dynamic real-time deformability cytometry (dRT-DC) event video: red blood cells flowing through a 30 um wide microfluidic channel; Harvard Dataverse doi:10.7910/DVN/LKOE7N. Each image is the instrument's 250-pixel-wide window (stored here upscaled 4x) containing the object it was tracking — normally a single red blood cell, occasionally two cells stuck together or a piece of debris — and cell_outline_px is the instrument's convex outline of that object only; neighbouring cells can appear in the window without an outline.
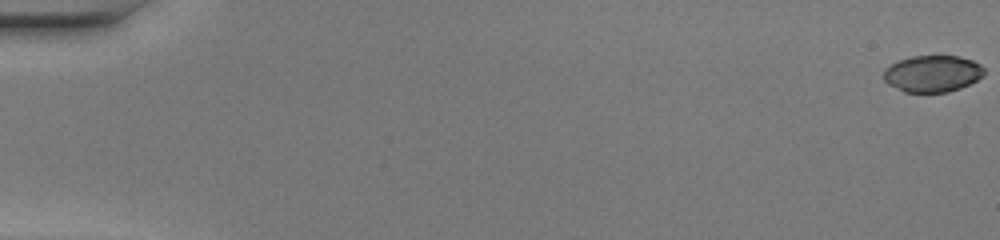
{"species": "common noctule bat (a hibernating species)", "species_latin": "Nyctalus noctula", "temperature_condition": "warm", "stored_images_in_passage": 18, "camera_frame_rate_fps": 3000, "um_per_image_px": 0.085, "animal": {"sex": "female", "body_mass_g": 20.0, "forearm_length_mm": 54.0}, "frame": {"image": 1, "passage_image": 1, "time_ms": 0.0, "image_size_px": [1000, 240], "cell_outline_px": [[984, 76], [960, 88], [948, 92], [904, 92], [888, 84], [884, 80], [884, 72], [892, 64], [900, 60], [912, 56], [960, 56], [972, 60], [980, 64], [984, 68]], "centroid_in_image_um": [79.29, 6.26], "position_along_channel_um": 5.7, "area_um2": 21.33}}
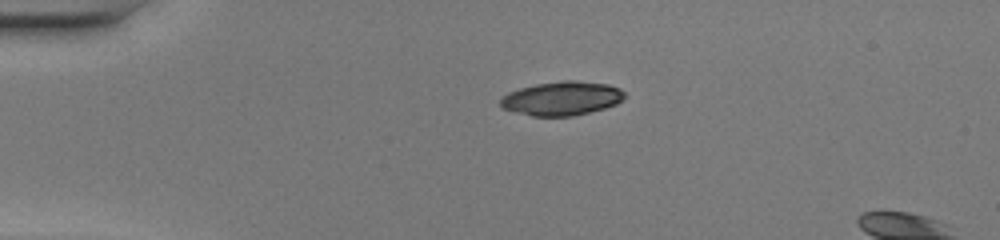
{"frame": {"image": 2, "passage_image": 13, "time_ms": 4.0, "image_size_px": [1000, 240], "cell_outline_px": [[624, 96], [616, 104], [604, 108], [572, 116], [532, 116], [500, 108], [500, 96], [508, 92], [520, 88], [536, 84], [564, 80], [576, 80], [608, 84], [620, 88], [624, 92]], "centroid_in_image_um": [47.71, 8.36], "position_along_channel_um": 37.3, "area_um2": 24.57}}